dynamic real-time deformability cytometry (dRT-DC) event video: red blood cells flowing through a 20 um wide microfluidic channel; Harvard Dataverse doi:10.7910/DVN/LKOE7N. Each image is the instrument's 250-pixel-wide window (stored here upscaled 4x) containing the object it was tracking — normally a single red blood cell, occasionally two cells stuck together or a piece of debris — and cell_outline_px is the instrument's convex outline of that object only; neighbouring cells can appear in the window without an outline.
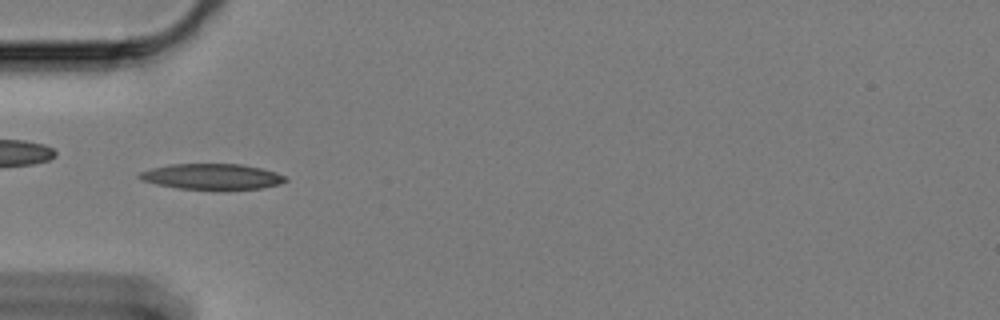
{"species": "Egyptian fruit bat (a non-hibernating species)", "species_latin": "Rousettus aegyptiacus", "temperature_condition": "cold", "stored_images_in_passage": 47, "camera_frame_rate_fps": 3000, "um_per_image_px": 0.085, "animal": {"sex": "female"}, "frame": {"image": 1, "passage_image": 6, "time_ms": 1.667, "image_size_px": [1000, 320], "cell_outline_px": [[288, 180], [280, 184], [260, 188], [224, 192], [176, 188], [156, 184], [140, 180], [136, 176], [140, 172], [152, 168], [168, 164], [240, 164], [260, 168], [276, 172], [288, 176]], "centroid_in_image_um": [18.03, 15.05], "position_along_channel_um": 67.0, "area_um2": 22.77}}
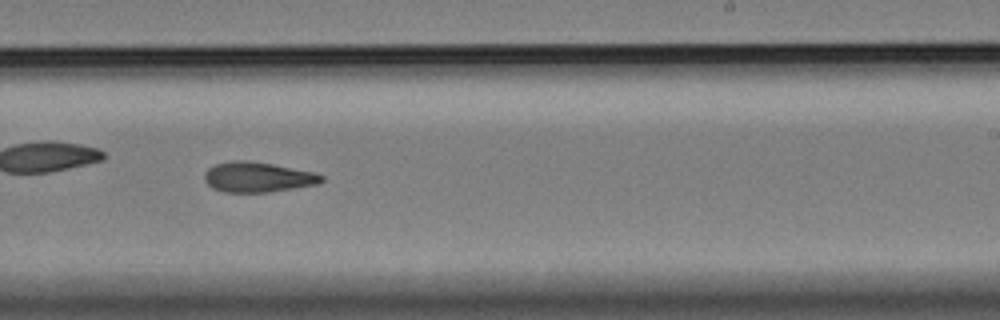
{"frame": {"image": 2, "passage_image": 24, "time_ms": 7.667, "image_size_px": [1000, 320], "cell_outline_px": [[324, 180], [316, 184], [268, 192], [224, 192], [212, 188], [204, 180], [204, 172], [208, 168], [216, 164], [232, 160], [248, 160], [272, 164], [312, 172], [324, 176]], "centroid_in_image_um": [21.85, 15.05], "position_along_channel_um": 267.1, "area_um2": 20.4}}
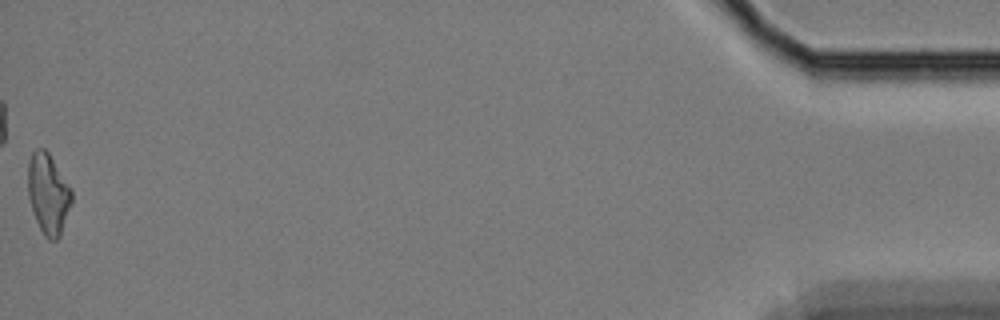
{"frame": {"image": 3, "passage_image": 47, "time_ms": 15.333, "image_size_px": [1000, 320], "cell_outline_px": [[72, 200], [60, 236], [56, 240], [48, 240], [44, 236], [36, 220], [28, 196], [28, 160], [32, 152], [36, 148], [44, 148], [48, 152], [72, 188]], "centroid_in_image_um": [4.1, 16.45], "position_along_channel_um": 431.1, "area_um2": 20.52}, "authors_computed_cell_mechanics": {"area_um2": 20.4612, "velocity_mm_per_s": 3.333, "shape_relaxation_time_tau1_ms": null, "shape_relaxation_time_tau2_ms": 7.9185, "deformation_change_tau1": null, "deformation_change_tau2": 0.1747}}